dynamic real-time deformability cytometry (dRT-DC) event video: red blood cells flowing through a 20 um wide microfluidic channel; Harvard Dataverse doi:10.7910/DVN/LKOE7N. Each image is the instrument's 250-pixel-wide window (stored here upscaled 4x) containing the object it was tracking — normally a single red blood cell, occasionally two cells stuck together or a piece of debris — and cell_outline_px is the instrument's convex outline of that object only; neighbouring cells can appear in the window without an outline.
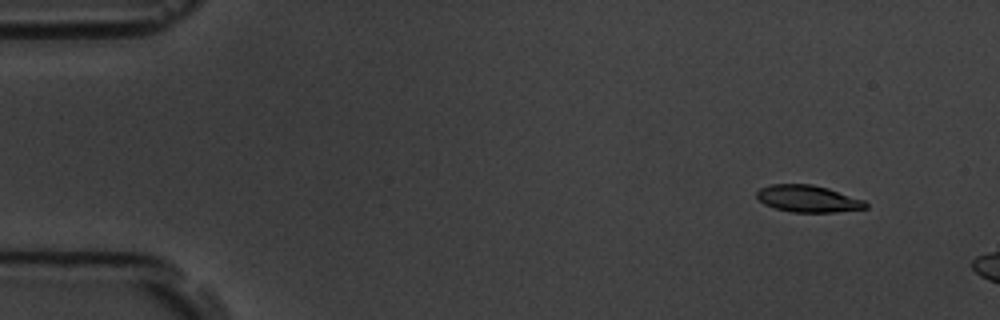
{"species": "common noctule bat (a hibernating species)", "species_latin": "Nyctalus noctula", "temperature_condition": "room temperature", "stored_images_in_passage": 6, "camera_frame_rate_fps": 3000, "um_per_image_px": 0.085, "animal": {"sex": "male", "body_mass_g": 19.5, "forearm_length_mm": 54.6}, "frame": {"image": 1, "passage_image": 2, "time_ms": 1.0, "image_size_px": [1000, 320], "cell_outline_px": [[868, 208], [832, 212], [792, 212], [776, 208], [764, 204], [756, 196], [756, 192], [760, 188], [772, 184], [812, 184], [828, 188], [864, 200], [868, 204]], "centroid_in_image_um": [68.68, 16.88], "position_along_channel_um": 16.3, "area_um2": 16.99}}
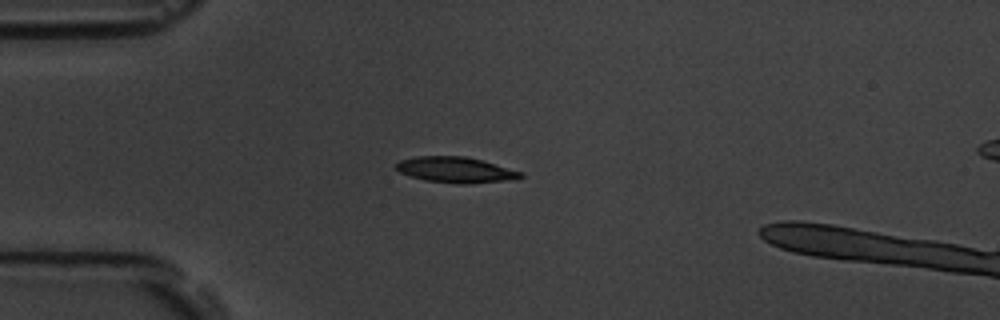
{"frame": {"image": 2, "passage_image": 5, "time_ms": 4.333, "image_size_px": [1000, 320], "cell_outline_px": [[524, 176], [512, 180], [468, 184], [460, 184], [424, 180], [400, 172], [392, 164], [400, 160], [416, 156], [464, 156], [480, 160], [524, 172]], "centroid_in_image_um": [38.73, 14.44], "position_along_channel_um": 46.3, "area_um2": 18.73}}